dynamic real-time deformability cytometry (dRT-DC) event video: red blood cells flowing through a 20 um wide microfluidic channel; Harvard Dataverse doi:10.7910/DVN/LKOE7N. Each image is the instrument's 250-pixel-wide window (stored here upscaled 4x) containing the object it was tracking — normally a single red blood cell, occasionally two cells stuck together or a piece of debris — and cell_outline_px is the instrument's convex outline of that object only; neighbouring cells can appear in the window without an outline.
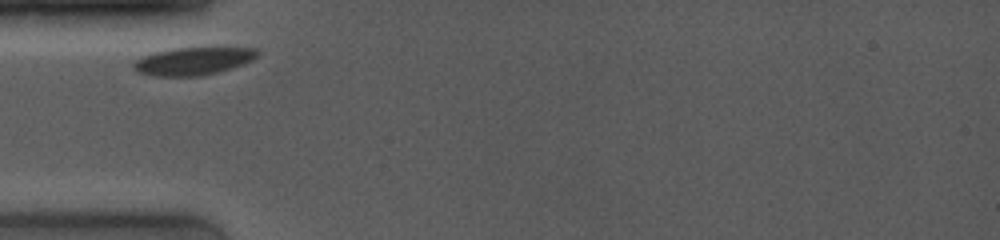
{"species": "common noctule bat (a hibernating species)", "species_latin": "Nyctalus noctula", "temperature_condition": "room temperature", "stored_images_in_passage": 19, "camera_frame_rate_fps": 4000, "um_per_image_px": 0.085, "animal": {"sex": "female", "body_mass_g": 19.0, "forearm_length_mm": 53.3}, "frame": {"image": 1, "passage_image": 1, "time_ms": 0.0, "image_size_px": [1000, 240], "cell_outline_px": [[260, 52], [252, 60], [216, 72], [200, 76], [156, 76], [136, 72], [132, 68], [132, 64], [136, 60], [144, 56], [156, 52], [176, 48], [256, 48]], "centroid_in_image_um": [16.37, 5.2], "position_along_channel_um": 68.6, "area_um2": 19.59}}
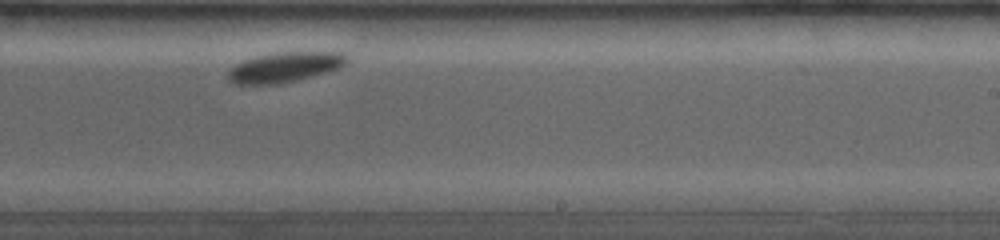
{"frame": {"image": 2, "passage_image": 12, "time_ms": 5.5, "image_size_px": [1000, 240], "cell_outline_px": [[348, 60], [340, 68], [296, 80], [276, 84], [232, 84], [228, 80], [228, 72], [236, 64], [244, 60], [256, 56], [276, 52], [344, 52], [348, 56]], "centroid_in_image_um": [24.2, 5.7], "position_along_channel_um": 264.8, "area_um2": 20.69}}
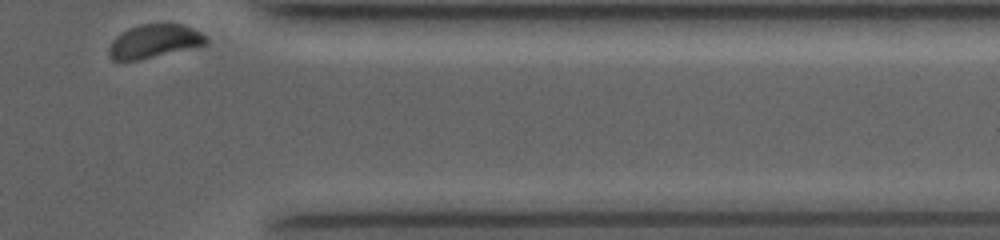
{"frame": {"image": 3, "passage_image": 19, "time_ms": 9.25, "image_size_px": [1000, 240], "cell_outline_px": [[208, 44], [140, 60], [112, 60], [108, 52], [108, 48], [112, 40], [120, 32], [128, 28], [140, 24], [180, 24], [192, 28], [208, 36]], "centroid_in_image_um": [13.1, 3.5], "position_along_channel_um": 398.3, "area_um2": 19.07}}